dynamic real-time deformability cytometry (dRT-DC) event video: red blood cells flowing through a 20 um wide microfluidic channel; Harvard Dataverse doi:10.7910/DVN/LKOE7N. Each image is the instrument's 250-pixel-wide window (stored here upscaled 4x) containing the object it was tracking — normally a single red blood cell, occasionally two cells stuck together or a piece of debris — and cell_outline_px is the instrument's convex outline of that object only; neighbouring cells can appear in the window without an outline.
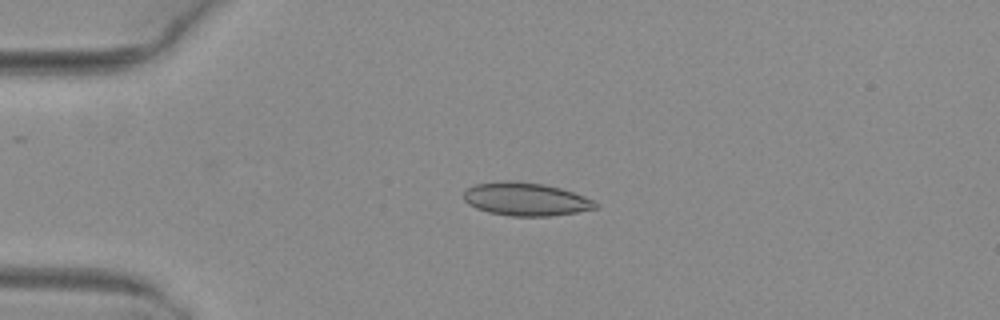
{"species": "common noctule bat (a hibernating species)", "species_latin": "Nyctalus noctula", "temperature_condition": "warm", "stored_images_in_passage": 50, "camera_frame_rate_fps": 3000, "um_per_image_px": 0.085, "animal": {"sex": "female", "body_mass_g": 29.2, "forearm_length_mm": 56.3}, "frame": {"image": 1, "passage_image": 12, "time_ms": 3.667, "image_size_px": [1000, 320], "cell_outline_px": [[596, 208], [576, 212], [552, 216], [508, 216], [488, 212], [476, 208], [468, 204], [464, 200], [464, 192], [468, 188], [476, 184], [504, 180], [512, 180], [544, 184], [560, 188], [584, 196], [592, 200], [596, 204]], "centroid_in_image_um": [44.65, 16.93], "position_along_channel_um": 40.4, "area_um2": 25.37}}
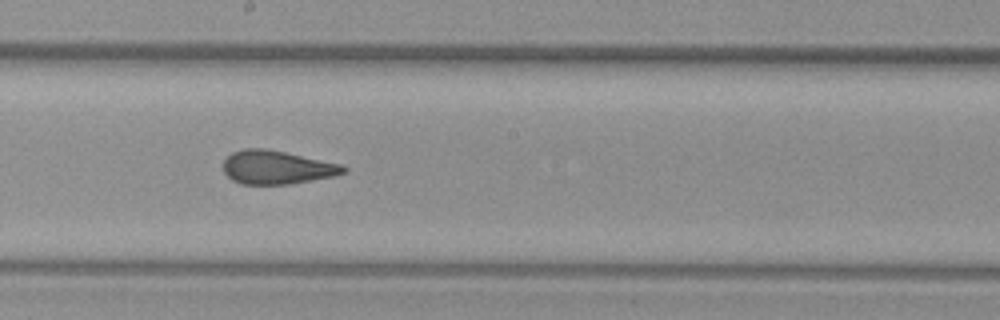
{"frame": {"image": 2, "passage_image": 28, "time_ms": 9.0, "image_size_px": [1000, 320], "cell_outline_px": [[348, 172], [336, 176], [288, 184], [240, 184], [232, 180], [224, 172], [224, 160], [232, 152], [244, 148], [264, 148], [344, 164], [348, 168]], "centroid_in_image_um": [23.58, 14.22], "position_along_channel_um": 224.6, "area_um2": 23.64}}
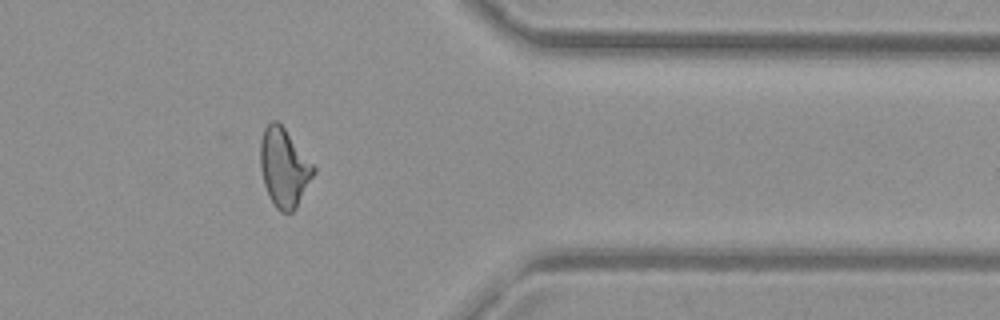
{"frame": {"image": 3, "passage_image": 41, "time_ms": 13.333, "image_size_px": [1000, 320], "cell_outline_px": [[316, 172], [296, 208], [292, 212], [280, 212], [276, 208], [268, 196], [264, 184], [260, 168], [260, 140], [264, 128], [272, 120], [276, 120], [284, 128], [316, 168]], "centroid_in_image_um": [24.13, 14.27], "position_along_channel_um": 387.3, "area_um2": 24.33}, "authors_computed_cell_mechanics": {"area_um2": 24.276, "velocity_mm_per_s": 4.1003, "shape_relaxation_time_tau1_ms": null, "shape_relaxation_time_tau2_ms": 1.0727, "deformation_change_tau1": null, "deformation_change_tau2": 0.0614}}